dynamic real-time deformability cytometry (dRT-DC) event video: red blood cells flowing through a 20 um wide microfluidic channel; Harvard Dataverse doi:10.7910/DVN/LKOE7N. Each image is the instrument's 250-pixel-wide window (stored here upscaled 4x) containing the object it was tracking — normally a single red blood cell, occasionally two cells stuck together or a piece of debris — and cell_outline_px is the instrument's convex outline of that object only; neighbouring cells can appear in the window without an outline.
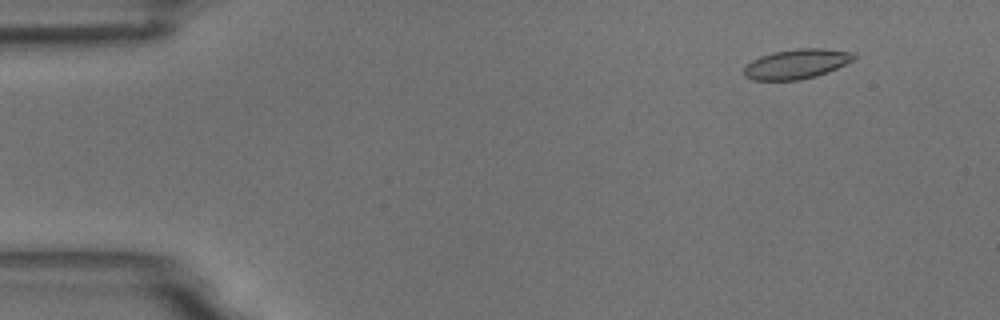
{"species": "common noctule bat (a hibernating species)", "species_latin": "Nyctalus noctula", "temperature_condition": "room temperature", "stored_images_in_passage": 54, "camera_frame_rate_fps": 3000, "um_per_image_px": 0.085, "animal": {"sex": "male", "body_mass_g": 18.8}, "frame": {"image": 1, "passage_image": 6, "time_ms": 1.667, "image_size_px": [1000, 320], "cell_outline_px": [[856, 56], [852, 60], [828, 72], [816, 76], [800, 80], [752, 80], [744, 76], [744, 68], [752, 60], [760, 56], [772, 52], [796, 48], [824, 48], [852, 52]], "centroid_in_image_um": [67.68, 5.43], "position_along_channel_um": 17.3, "area_um2": 19.02}}
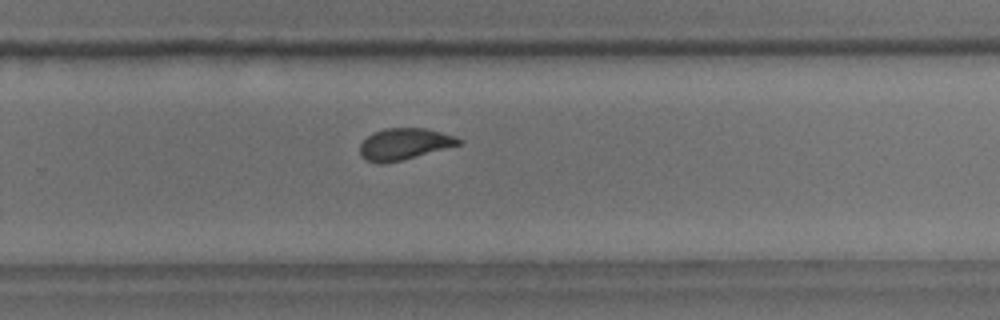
{"frame": {"image": 2, "passage_image": 36, "time_ms": 11.667, "image_size_px": [1000, 320], "cell_outline_px": [[464, 140], [460, 144], [400, 160], [384, 164], [376, 164], [364, 160], [360, 156], [360, 144], [372, 132], [384, 128], [424, 128], [456, 136]], "centroid_in_image_um": [34.31, 12.24], "position_along_channel_um": 295.5, "area_um2": 18.09}}
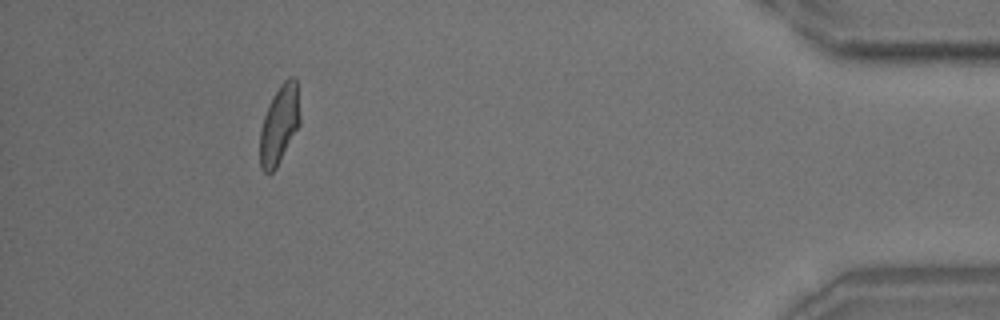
{"frame": {"image": 3, "passage_image": 50, "time_ms": 16.333, "image_size_px": [1000, 320], "cell_outline_px": [[300, 124], [276, 168], [272, 172], [264, 172], [260, 168], [260, 132], [264, 116], [268, 104], [272, 96], [280, 84], [288, 76], [296, 76], [300, 116]], "centroid_in_image_um": [23.75, 10.55], "position_along_channel_um": 411.5, "area_um2": 18.44}, "authors_computed_cell_mechanics": {"area_um2": 18.6116, "velocity_mm_per_s": 3.743, "shape_relaxation_time_tau1_ms": 4.2696, "shape_relaxation_time_tau2_ms": 1.2127, "deformation_change_tau1": 0.1454, "deformation_change_tau2": 0.0778}}